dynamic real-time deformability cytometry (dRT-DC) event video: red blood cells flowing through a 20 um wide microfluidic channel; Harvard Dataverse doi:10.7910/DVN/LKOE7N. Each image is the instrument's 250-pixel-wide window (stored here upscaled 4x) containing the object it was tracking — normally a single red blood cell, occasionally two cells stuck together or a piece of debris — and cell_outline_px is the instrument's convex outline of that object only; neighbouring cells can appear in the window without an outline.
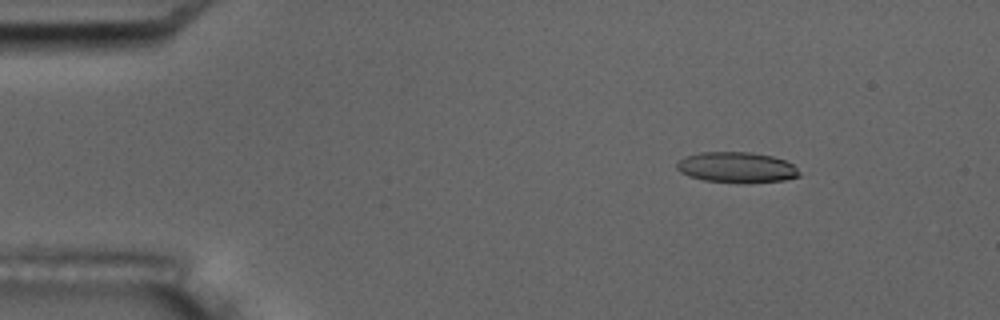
{"species": "common noctule bat (a hibernating species)", "species_latin": "Nyctalus noctula", "temperature_condition": "room temperature", "stored_images_in_passage": 6, "camera_frame_rate_fps": 3000, "um_per_image_px": 0.085, "animal": {"sex": "male", "body_mass_g": 17.5, "forearm_length_mm": 52.3}, "frame": {"image": 1, "passage_image": 2, "time_ms": 1.333, "image_size_px": [1000, 320], "cell_outline_px": [[800, 176], [784, 180], [744, 184], [704, 180], [688, 176], [680, 172], [676, 168], [676, 164], [684, 156], [700, 152], [752, 152], [772, 156], [784, 160], [792, 164], [800, 172]], "centroid_in_image_um": [62.6, 14.24], "position_along_channel_um": 22.4, "area_um2": 22.14}}